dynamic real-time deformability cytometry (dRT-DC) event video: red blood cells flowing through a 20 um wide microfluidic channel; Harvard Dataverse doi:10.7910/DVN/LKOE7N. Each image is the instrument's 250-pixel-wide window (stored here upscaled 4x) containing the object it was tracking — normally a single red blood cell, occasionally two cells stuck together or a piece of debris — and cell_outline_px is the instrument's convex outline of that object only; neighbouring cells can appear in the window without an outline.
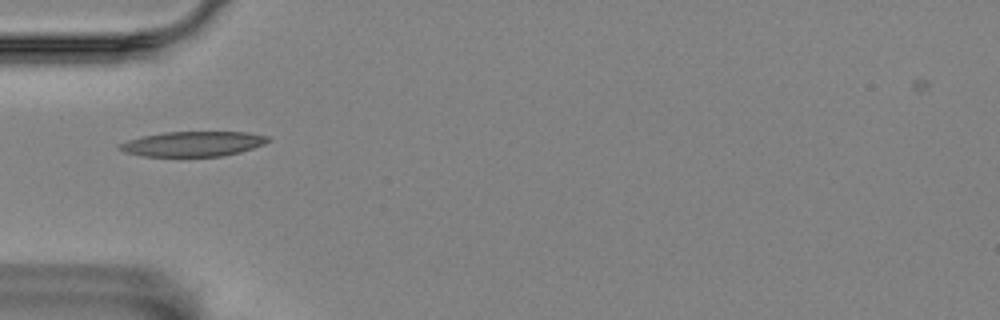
{"species": "Egyptian fruit bat (a non-hibernating species)", "species_latin": "Rousettus aegyptiacus", "temperature_condition": "room temperature", "stored_images_in_passage": 40, "camera_frame_rate_fps": 3000, "um_per_image_px": 0.085, "animal": {"sex": "female"}, "frame": {"image": 1, "passage_image": 1, "time_ms": 0.0, "image_size_px": [1000, 320], "cell_outline_px": [[272, 140], [264, 144], [240, 152], [220, 156], [144, 156], [124, 152], [116, 148], [116, 144], [140, 136], [164, 132], [248, 132], [272, 136]], "centroid_in_image_um": [16.39, 12.22], "position_along_channel_um": 68.6, "area_um2": 21.85}}
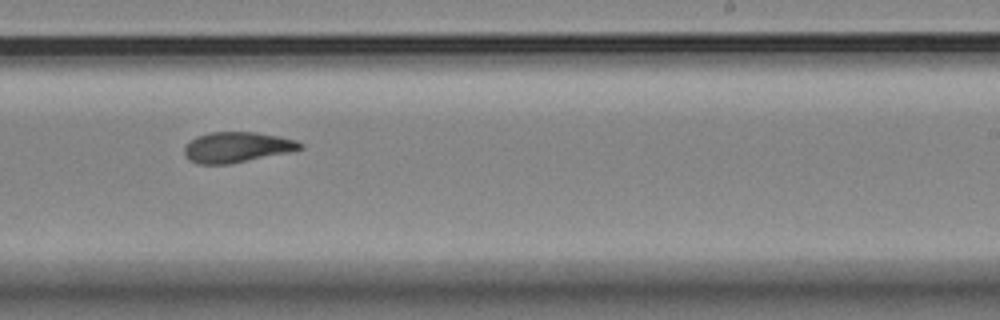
{"frame": {"image": 2, "passage_image": 18, "time_ms": 5.667, "image_size_px": [1000, 320], "cell_outline_px": [[304, 148], [288, 152], [228, 164], [196, 164], [188, 160], [184, 156], [184, 148], [196, 136], [208, 132], [256, 132], [296, 140], [304, 144]], "centroid_in_image_um": [20.11, 12.51], "position_along_channel_um": 268.9, "area_um2": 20.46}}
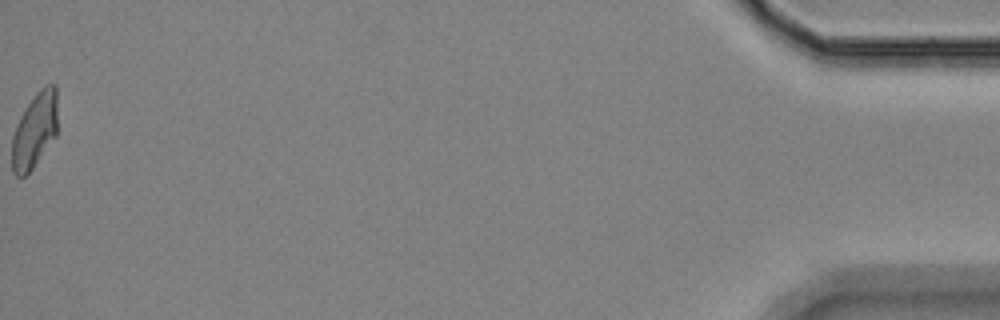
{"frame": {"image": 3, "passage_image": 40, "time_ms": 13.0, "image_size_px": [1000, 320], "cell_outline_px": [[56, 136], [32, 168], [24, 176], [16, 176], [12, 172], [12, 136], [16, 124], [20, 116], [36, 92], [44, 84], [56, 84]], "centroid_in_image_um": [2.93, 11.06], "position_along_channel_um": 432.3, "area_um2": 19.88}, "authors_computed_cell_mechanics": {"area_um2": 20.4323, "velocity_mm_per_s": 3.5276, "shape_relaxation_time_tau1_ms": null, "shape_relaxation_time_tau2_ms": 3.5259, "deformation_change_tau1": null, "deformation_change_tau2": 0.1116}}